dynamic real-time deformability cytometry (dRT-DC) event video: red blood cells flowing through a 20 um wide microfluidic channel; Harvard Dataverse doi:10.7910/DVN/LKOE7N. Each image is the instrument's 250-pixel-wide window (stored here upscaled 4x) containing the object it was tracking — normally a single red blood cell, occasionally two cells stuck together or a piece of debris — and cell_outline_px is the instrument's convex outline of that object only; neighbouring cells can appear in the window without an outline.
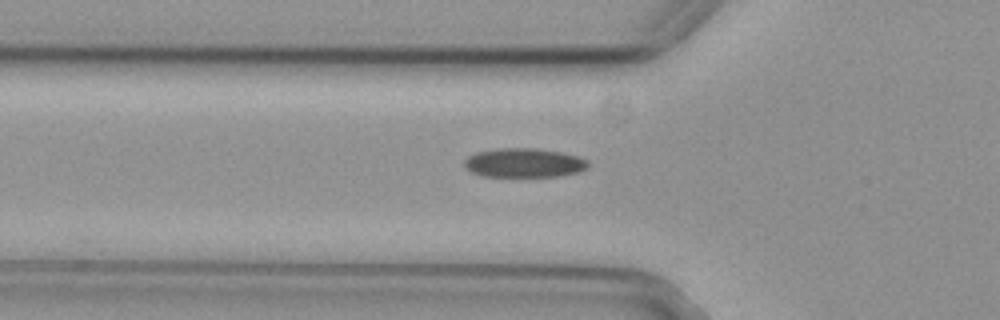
{"species": "common noctule bat (a hibernating species)", "species_latin": "Nyctalus noctula", "temperature_condition": "cold", "stored_images_in_passage": 46, "camera_frame_rate_fps": 3000, "um_per_image_px": 0.085, "animal": {"sex": "female", "body_mass_g": 29.2, "forearm_length_mm": 56.3}, "frame": {"image": 1, "passage_image": 17, "time_ms": 5.333, "image_size_px": [1000, 320], "cell_outline_px": [[588, 164], [584, 168], [576, 172], [556, 176], [484, 176], [472, 172], [464, 164], [464, 160], [468, 156], [476, 152], [496, 148], [536, 148], [560, 152], [576, 156], [588, 160]], "centroid_in_image_um": [44.5, 13.82], "position_along_channel_um": 81.3, "area_um2": 20.69}}
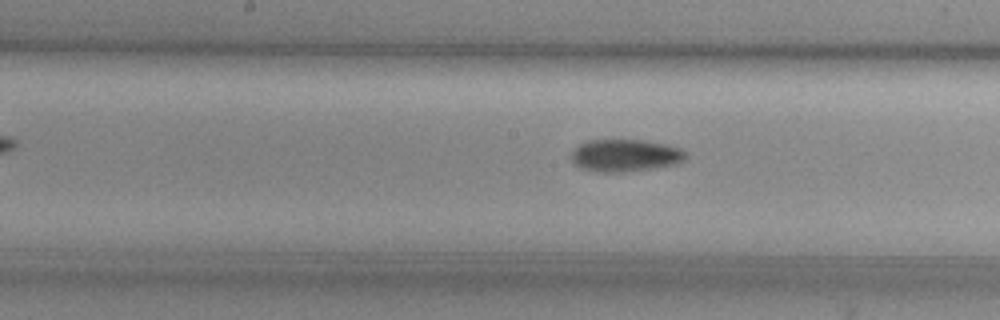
{"frame": {"image": 2, "passage_image": 26, "time_ms": 8.333, "image_size_px": [1000, 320], "cell_outline_px": [[688, 156], [684, 160], [676, 164], [652, 168], [624, 172], [596, 172], [580, 168], [572, 160], [572, 152], [580, 144], [588, 140], [644, 140], [668, 144], [680, 148], [688, 152]], "centroid_in_image_um": [53.19, 13.21], "position_along_channel_um": 195.0, "area_um2": 21.68}}
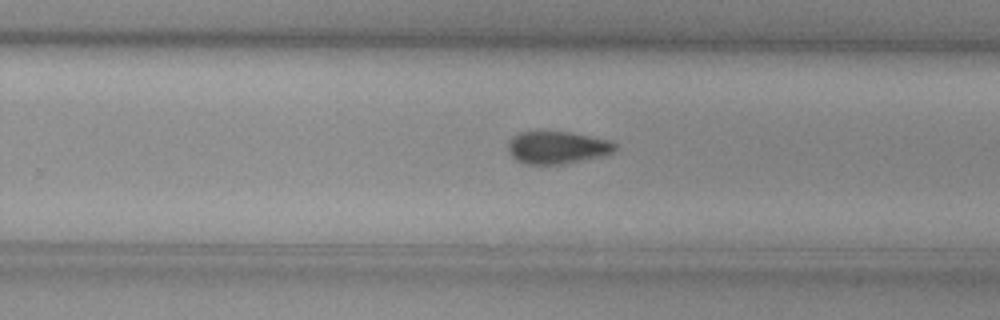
{"frame": {"image": 3, "passage_image": 33, "time_ms": 10.667, "image_size_px": [1000, 320], "cell_outline_px": [[616, 148], [612, 152], [600, 156], [560, 164], [524, 164], [516, 160], [508, 152], [508, 140], [512, 136], [520, 132], [536, 128], [572, 132], [612, 140], [616, 144]], "centroid_in_image_um": [47.3, 12.47], "position_along_channel_um": 282.5, "area_um2": 20.98}, "authors_computed_cell_mechanics": {"area_um2": 20.7502, "velocity_mm_per_s": 3.771, "shape_relaxation_time_tau1_ms": 6.4154, "shape_relaxation_time_tau2_ms": null, "deformation_change_tau1": 0.1392, "deformation_change_tau2": null}}